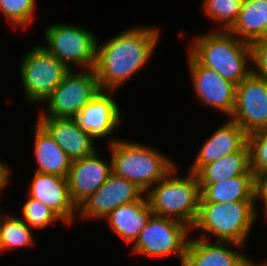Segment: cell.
<instances>
[{"mask_svg":"<svg viewBox=\"0 0 267 266\" xmlns=\"http://www.w3.org/2000/svg\"><path fill=\"white\" fill-rule=\"evenodd\" d=\"M99 152L97 149L93 154L71 163L66 178L70 198L76 207L98 190L112 172L111 157L109 156L108 162Z\"/></svg>","mask_w":267,"mask_h":266,"instance_id":"16","label":"cell"},{"mask_svg":"<svg viewBox=\"0 0 267 266\" xmlns=\"http://www.w3.org/2000/svg\"><path fill=\"white\" fill-rule=\"evenodd\" d=\"M250 169L256 178L267 173V129L247 134Z\"/></svg>","mask_w":267,"mask_h":266,"instance_id":"28","label":"cell"},{"mask_svg":"<svg viewBox=\"0 0 267 266\" xmlns=\"http://www.w3.org/2000/svg\"><path fill=\"white\" fill-rule=\"evenodd\" d=\"M99 90L94 69H70L62 82L37 107L41 109L37 110L36 118L72 119Z\"/></svg>","mask_w":267,"mask_h":266,"instance_id":"9","label":"cell"},{"mask_svg":"<svg viewBox=\"0 0 267 266\" xmlns=\"http://www.w3.org/2000/svg\"><path fill=\"white\" fill-rule=\"evenodd\" d=\"M186 52L188 73L198 104L230 118L235 106L236 84L201 65L187 50Z\"/></svg>","mask_w":267,"mask_h":266,"instance_id":"10","label":"cell"},{"mask_svg":"<svg viewBox=\"0 0 267 266\" xmlns=\"http://www.w3.org/2000/svg\"><path fill=\"white\" fill-rule=\"evenodd\" d=\"M258 206L257 202H200L191 234L198 232L195 237L246 246L259 217Z\"/></svg>","mask_w":267,"mask_h":266,"instance_id":"3","label":"cell"},{"mask_svg":"<svg viewBox=\"0 0 267 266\" xmlns=\"http://www.w3.org/2000/svg\"><path fill=\"white\" fill-rule=\"evenodd\" d=\"M251 266H267V258L265 259V261L261 259V262H260V260L258 261L254 259L253 256H251Z\"/></svg>","mask_w":267,"mask_h":266,"instance_id":"32","label":"cell"},{"mask_svg":"<svg viewBox=\"0 0 267 266\" xmlns=\"http://www.w3.org/2000/svg\"><path fill=\"white\" fill-rule=\"evenodd\" d=\"M20 57L19 76L27 104L41 105L70 70L44 47L36 44ZM29 102V103H28Z\"/></svg>","mask_w":267,"mask_h":266,"instance_id":"7","label":"cell"},{"mask_svg":"<svg viewBox=\"0 0 267 266\" xmlns=\"http://www.w3.org/2000/svg\"><path fill=\"white\" fill-rule=\"evenodd\" d=\"M26 197L21 208L22 216L20 215L19 217L35 232L37 230H45L47 227L51 228L52 225L55 226L59 221L64 227L66 226L63 220L48 206L30 198L28 195Z\"/></svg>","mask_w":267,"mask_h":266,"instance_id":"27","label":"cell"},{"mask_svg":"<svg viewBox=\"0 0 267 266\" xmlns=\"http://www.w3.org/2000/svg\"><path fill=\"white\" fill-rule=\"evenodd\" d=\"M207 136L196 153L189 172L197 173L204 165L240 151L247 144V133L230 118Z\"/></svg>","mask_w":267,"mask_h":266,"instance_id":"17","label":"cell"},{"mask_svg":"<svg viewBox=\"0 0 267 266\" xmlns=\"http://www.w3.org/2000/svg\"><path fill=\"white\" fill-rule=\"evenodd\" d=\"M36 120L49 132L72 161L89 156L99 148L97 142L73 119L36 118Z\"/></svg>","mask_w":267,"mask_h":266,"instance_id":"18","label":"cell"},{"mask_svg":"<svg viewBox=\"0 0 267 266\" xmlns=\"http://www.w3.org/2000/svg\"><path fill=\"white\" fill-rule=\"evenodd\" d=\"M190 236L191 228L186 224L153 214L130 251L136 257L144 256L151 260L175 255L182 266Z\"/></svg>","mask_w":267,"mask_h":266,"instance_id":"8","label":"cell"},{"mask_svg":"<svg viewBox=\"0 0 267 266\" xmlns=\"http://www.w3.org/2000/svg\"><path fill=\"white\" fill-rule=\"evenodd\" d=\"M179 167L177 165L151 187L146 197L154 215L180 221L192 228L198 215L200 184L195 173L188 171L181 176Z\"/></svg>","mask_w":267,"mask_h":266,"instance_id":"5","label":"cell"},{"mask_svg":"<svg viewBox=\"0 0 267 266\" xmlns=\"http://www.w3.org/2000/svg\"><path fill=\"white\" fill-rule=\"evenodd\" d=\"M200 202H257L256 176H237L219 183H199Z\"/></svg>","mask_w":267,"mask_h":266,"instance_id":"21","label":"cell"},{"mask_svg":"<svg viewBox=\"0 0 267 266\" xmlns=\"http://www.w3.org/2000/svg\"><path fill=\"white\" fill-rule=\"evenodd\" d=\"M152 215L148 200H139L118 206L103 220L112 234L126 245H132Z\"/></svg>","mask_w":267,"mask_h":266,"instance_id":"20","label":"cell"},{"mask_svg":"<svg viewBox=\"0 0 267 266\" xmlns=\"http://www.w3.org/2000/svg\"><path fill=\"white\" fill-rule=\"evenodd\" d=\"M41 44L69 69H94L98 35L79 24L50 23L43 30Z\"/></svg>","mask_w":267,"mask_h":266,"instance_id":"6","label":"cell"},{"mask_svg":"<svg viewBox=\"0 0 267 266\" xmlns=\"http://www.w3.org/2000/svg\"><path fill=\"white\" fill-rule=\"evenodd\" d=\"M113 93L115 94L117 91L99 90L88 104L72 118L95 142L97 140L98 143V139L107 137V146L121 138L113 137L121 125L123 116L119 103L113 98Z\"/></svg>","mask_w":267,"mask_h":266,"instance_id":"12","label":"cell"},{"mask_svg":"<svg viewBox=\"0 0 267 266\" xmlns=\"http://www.w3.org/2000/svg\"><path fill=\"white\" fill-rule=\"evenodd\" d=\"M199 183H219L237 176H255L250 169V150L246 144L240 151L204 165L196 173Z\"/></svg>","mask_w":267,"mask_h":266,"instance_id":"23","label":"cell"},{"mask_svg":"<svg viewBox=\"0 0 267 266\" xmlns=\"http://www.w3.org/2000/svg\"><path fill=\"white\" fill-rule=\"evenodd\" d=\"M3 211L0 215V253L34 247L37 240L35 231L17 213Z\"/></svg>","mask_w":267,"mask_h":266,"instance_id":"24","label":"cell"},{"mask_svg":"<svg viewBox=\"0 0 267 266\" xmlns=\"http://www.w3.org/2000/svg\"><path fill=\"white\" fill-rule=\"evenodd\" d=\"M230 119L247 134L267 129V79L251 73L236 85Z\"/></svg>","mask_w":267,"mask_h":266,"instance_id":"13","label":"cell"},{"mask_svg":"<svg viewBox=\"0 0 267 266\" xmlns=\"http://www.w3.org/2000/svg\"><path fill=\"white\" fill-rule=\"evenodd\" d=\"M249 44L267 38V0H243L240 13L228 29Z\"/></svg>","mask_w":267,"mask_h":266,"instance_id":"22","label":"cell"},{"mask_svg":"<svg viewBox=\"0 0 267 266\" xmlns=\"http://www.w3.org/2000/svg\"><path fill=\"white\" fill-rule=\"evenodd\" d=\"M257 203H261V208L257 207L258 214L267 224V173L257 178ZM260 211V212H259Z\"/></svg>","mask_w":267,"mask_h":266,"instance_id":"30","label":"cell"},{"mask_svg":"<svg viewBox=\"0 0 267 266\" xmlns=\"http://www.w3.org/2000/svg\"><path fill=\"white\" fill-rule=\"evenodd\" d=\"M139 200H147L146 192L137 184L111 172L106 182L77 207V221L99 222L118 206Z\"/></svg>","mask_w":267,"mask_h":266,"instance_id":"11","label":"cell"},{"mask_svg":"<svg viewBox=\"0 0 267 266\" xmlns=\"http://www.w3.org/2000/svg\"><path fill=\"white\" fill-rule=\"evenodd\" d=\"M4 160L0 159V195L6 190V187L9 186L10 180L13 176L11 169V165L9 166L7 162H3Z\"/></svg>","mask_w":267,"mask_h":266,"instance_id":"31","label":"cell"},{"mask_svg":"<svg viewBox=\"0 0 267 266\" xmlns=\"http://www.w3.org/2000/svg\"><path fill=\"white\" fill-rule=\"evenodd\" d=\"M161 30L154 24L134 25L103 43L99 38L94 70L100 90L118 91L135 74L144 70L160 43Z\"/></svg>","mask_w":267,"mask_h":266,"instance_id":"1","label":"cell"},{"mask_svg":"<svg viewBox=\"0 0 267 266\" xmlns=\"http://www.w3.org/2000/svg\"><path fill=\"white\" fill-rule=\"evenodd\" d=\"M112 161V172L137 184L147 192L178 163L152 144L119 138L106 146Z\"/></svg>","mask_w":267,"mask_h":266,"instance_id":"4","label":"cell"},{"mask_svg":"<svg viewBox=\"0 0 267 266\" xmlns=\"http://www.w3.org/2000/svg\"><path fill=\"white\" fill-rule=\"evenodd\" d=\"M32 175L28 180L26 195L48 206L67 227L77 223V207L70 198L67 178L37 172Z\"/></svg>","mask_w":267,"mask_h":266,"instance_id":"15","label":"cell"},{"mask_svg":"<svg viewBox=\"0 0 267 266\" xmlns=\"http://www.w3.org/2000/svg\"><path fill=\"white\" fill-rule=\"evenodd\" d=\"M247 247L229 241H210L191 234L182 266H251Z\"/></svg>","mask_w":267,"mask_h":266,"instance_id":"14","label":"cell"},{"mask_svg":"<svg viewBox=\"0 0 267 266\" xmlns=\"http://www.w3.org/2000/svg\"><path fill=\"white\" fill-rule=\"evenodd\" d=\"M243 0H202L200 10L215 30H228L238 18ZM217 27V28H216Z\"/></svg>","mask_w":267,"mask_h":266,"instance_id":"26","label":"cell"},{"mask_svg":"<svg viewBox=\"0 0 267 266\" xmlns=\"http://www.w3.org/2000/svg\"><path fill=\"white\" fill-rule=\"evenodd\" d=\"M29 130L33 135V156L37 162L34 172L67 177L72 163L68 155L36 119Z\"/></svg>","mask_w":267,"mask_h":266,"instance_id":"19","label":"cell"},{"mask_svg":"<svg viewBox=\"0 0 267 266\" xmlns=\"http://www.w3.org/2000/svg\"><path fill=\"white\" fill-rule=\"evenodd\" d=\"M252 51V73L267 79V38L250 44Z\"/></svg>","mask_w":267,"mask_h":266,"instance_id":"29","label":"cell"},{"mask_svg":"<svg viewBox=\"0 0 267 266\" xmlns=\"http://www.w3.org/2000/svg\"><path fill=\"white\" fill-rule=\"evenodd\" d=\"M37 5V0H0V14L8 21L7 26L24 32L36 18Z\"/></svg>","mask_w":267,"mask_h":266,"instance_id":"25","label":"cell"},{"mask_svg":"<svg viewBox=\"0 0 267 266\" xmlns=\"http://www.w3.org/2000/svg\"><path fill=\"white\" fill-rule=\"evenodd\" d=\"M213 29L195 34L186 50L201 65L238 85L252 73L251 46L228 30Z\"/></svg>","mask_w":267,"mask_h":266,"instance_id":"2","label":"cell"}]
</instances>
